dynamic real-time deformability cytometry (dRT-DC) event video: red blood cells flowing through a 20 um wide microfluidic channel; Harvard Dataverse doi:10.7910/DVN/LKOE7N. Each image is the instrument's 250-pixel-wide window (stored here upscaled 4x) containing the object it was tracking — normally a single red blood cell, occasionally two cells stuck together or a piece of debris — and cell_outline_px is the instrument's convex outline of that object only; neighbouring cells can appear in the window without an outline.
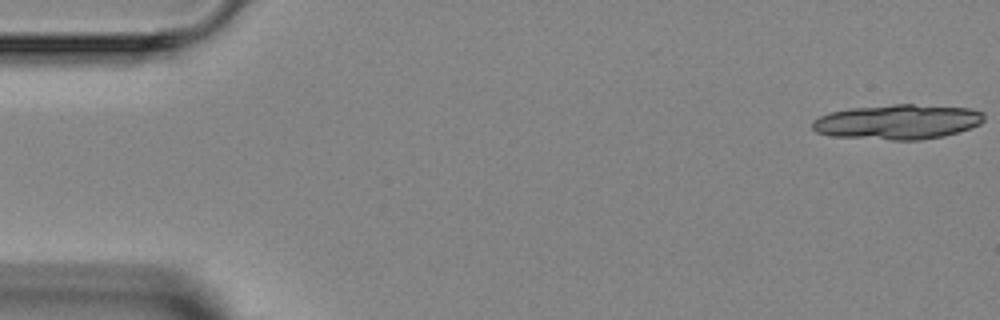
{"species": "Egyptian fruit bat (a non-hibernating species)", "species_latin": "Rousettus aegyptiacus", "temperature_condition": "room temperature", "stored_images_in_passage": 2, "camera_frame_rate_fps": 3000, "um_per_image_px": 0.085, "animal": {"sex": "female"}, "frame": {"image": 1, "passage_image": 2, "time_ms": 1.333, "image_size_px": [1000, 320], "cell_outline_px": [[984, 120], [980, 124], [944, 136], [920, 140], [892, 140], [832, 136], [816, 132], [812, 128], [812, 120], [828, 112], [848, 108], [892, 104], [912, 104], [972, 108], [984, 112]], "centroid_in_image_um": [76.28, 10.35], "position_along_channel_um": 8.7, "area_um2": 35.14}}